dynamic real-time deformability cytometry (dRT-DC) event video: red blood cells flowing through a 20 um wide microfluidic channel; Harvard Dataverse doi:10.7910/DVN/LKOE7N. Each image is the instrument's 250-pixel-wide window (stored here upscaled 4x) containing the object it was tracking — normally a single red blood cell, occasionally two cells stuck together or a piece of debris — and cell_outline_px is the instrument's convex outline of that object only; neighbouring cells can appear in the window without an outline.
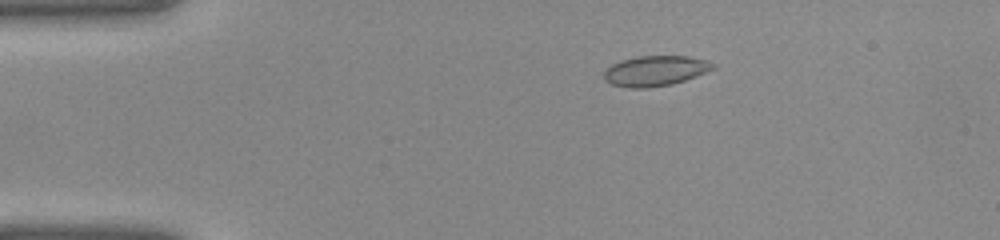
{"species": "common noctule bat (a hibernating species)", "species_latin": "Nyctalus noctula", "temperature_condition": "warm", "stored_images_in_passage": 41, "camera_frame_rate_fps": 3000, "um_per_image_px": 0.085, "animal": {"sex": "female", "body_mass_g": 22.0, "forearm_length_mm": 56.7}, "frame": {"image": 1, "passage_image": 8, "time_ms": 2.333, "image_size_px": [1000, 240], "cell_outline_px": [[716, 68], [696, 76], [672, 84], [644, 88], [628, 88], [612, 84], [604, 80], [604, 72], [612, 64], [620, 60], [636, 56], [688, 56], [704, 60], [716, 64]], "centroid_in_image_um": [55.69, 6.02], "position_along_channel_um": 29.3, "area_um2": 19.19}}
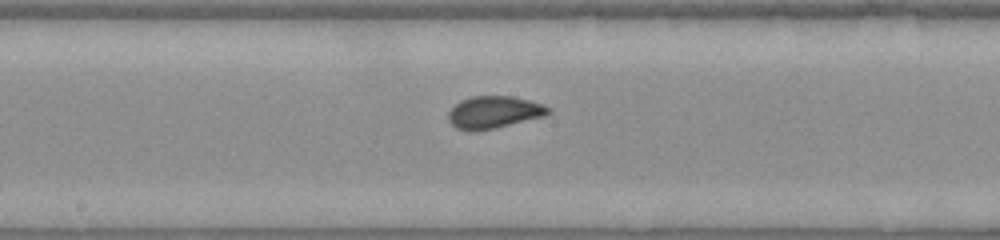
{"frame": {"image": 2, "passage_image": 22, "time_ms": 7.0, "image_size_px": [1000, 240], "cell_outline_px": [[552, 112], [544, 116], [496, 128], [476, 132], [468, 132], [456, 128], [448, 120], [448, 112], [460, 100], [472, 96], [512, 96], [544, 104]], "centroid_in_image_um": [41.96, 9.55], "position_along_channel_um": 206.2, "area_um2": 18.96}}
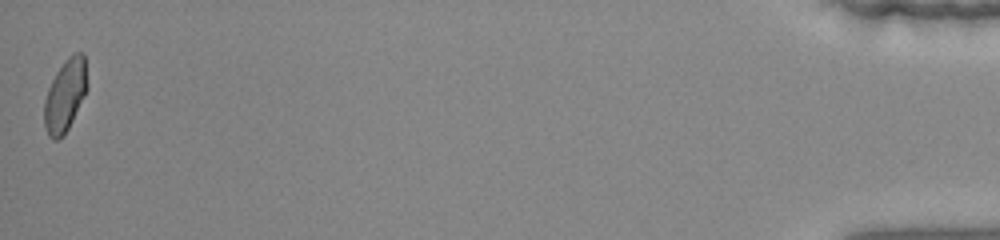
{"frame": {"image": 3, "passage_image": 41, "time_ms": 13.333, "image_size_px": [1000, 240], "cell_outline_px": [[88, 88], [68, 128], [56, 140], [52, 140], [48, 136], [44, 124], [44, 100], [48, 88], [56, 72], [64, 60], [68, 56], [76, 52], [84, 52]], "centroid_in_image_um": [5.54, 8.06], "position_along_channel_um": 429.7, "area_um2": 18.03}}